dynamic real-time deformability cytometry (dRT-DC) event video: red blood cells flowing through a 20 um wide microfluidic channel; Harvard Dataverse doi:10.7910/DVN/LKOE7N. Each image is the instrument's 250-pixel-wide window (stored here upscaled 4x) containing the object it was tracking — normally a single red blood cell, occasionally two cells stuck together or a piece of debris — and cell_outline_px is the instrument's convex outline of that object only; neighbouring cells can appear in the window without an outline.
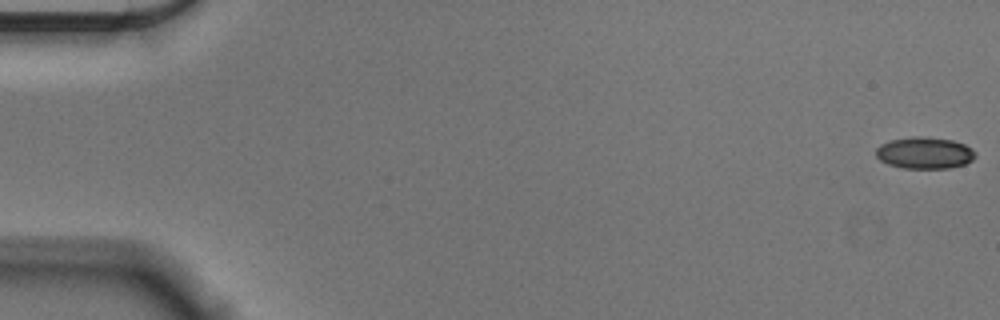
{"species": "Egyptian fruit bat (a non-hibernating species)", "species_latin": "Rousettus aegyptiacus", "temperature_condition": "cold", "stored_images_in_passage": 56, "camera_frame_rate_fps": 3000, "um_per_image_px": 0.085, "animal": {"sex": "male"}, "frame": {"image": 1, "passage_image": 1, "time_ms": 0.0, "image_size_px": [1000, 320], "cell_outline_px": [[976, 156], [972, 160], [964, 164], [952, 168], [900, 168], [888, 164], [880, 160], [876, 156], [876, 148], [880, 144], [892, 140], [912, 136], [920, 136], [952, 140], [964, 144], [972, 148], [976, 152]], "centroid_in_image_um": [78.59, 13.0], "position_along_channel_um": 6.4, "area_um2": 18.44}}
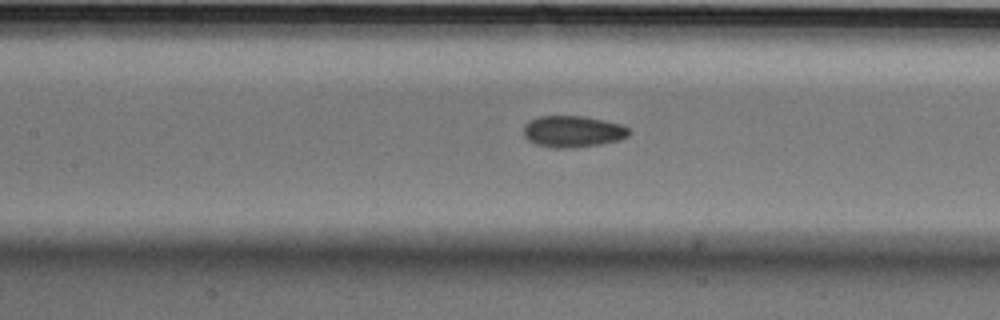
{"frame": {"image": 2, "passage_image": 26, "time_ms": 8.333, "image_size_px": [1000, 320], "cell_outline_px": [[632, 132], [628, 136], [620, 140], [600, 144], [576, 148], [552, 148], [536, 144], [528, 140], [524, 136], [524, 124], [528, 120], [540, 116], [584, 116], [604, 120], [620, 124], [628, 128]], "centroid_in_image_um": [48.69, 11.18], "position_along_channel_um": 158.7, "area_um2": 19.59}}
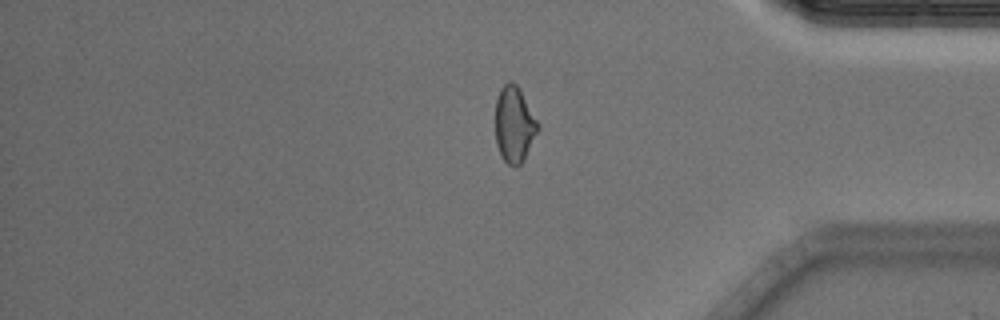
{"frame": {"image": 3, "passage_image": 47, "time_ms": 15.333, "image_size_px": [1000, 320], "cell_outline_px": [[540, 128], [524, 160], [516, 168], [512, 168], [500, 156], [496, 144], [496, 100], [500, 88], [508, 80], [512, 80], [520, 88], [540, 124]], "centroid_in_image_um": [43.73, 10.59], "position_along_channel_um": 391.5, "area_um2": 19.31}, "authors_computed_cell_mechanics": {"area_um2": 19.0451, "velocity_mm_per_s": 3.6112, "shape_relaxation_time_tau1_ms": 7.7692, "shape_relaxation_time_tau2_ms": 2.8756, "deformation_change_tau1": 0.1255, "deformation_change_tau2": 0.0698}}